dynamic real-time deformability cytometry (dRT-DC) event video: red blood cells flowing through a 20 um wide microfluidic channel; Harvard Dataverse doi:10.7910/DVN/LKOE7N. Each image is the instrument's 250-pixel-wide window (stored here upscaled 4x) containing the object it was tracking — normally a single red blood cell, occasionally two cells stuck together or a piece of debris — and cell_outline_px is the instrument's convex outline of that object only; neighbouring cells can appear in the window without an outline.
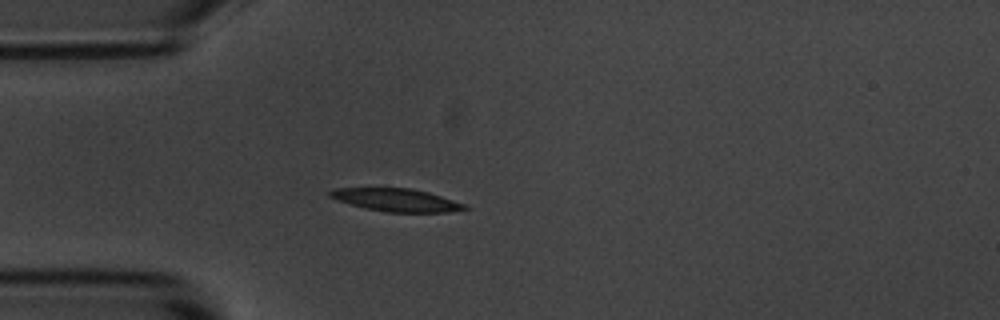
{"species": "common noctule bat (a hibernating species)", "species_latin": "Nyctalus noctula", "temperature_condition": "room temperature", "stored_images_in_passage": 4, "camera_frame_rate_fps": 3000, "um_per_image_px": 0.085, "animal": {"sex": "male", "body_mass_g": 20.1, "forearm_length_mm": 53.5}, "frame": {"image": 1, "passage_image": 4, "time_ms": 3.667, "image_size_px": [1000, 320], "cell_outline_px": [[468, 208], [448, 212], [384, 212], [364, 208], [328, 196], [328, 192], [336, 188], [408, 188], [428, 192], [468, 204]], "centroid_in_image_um": [33.73, 17.0], "position_along_channel_um": 51.3, "area_um2": 17.8}}